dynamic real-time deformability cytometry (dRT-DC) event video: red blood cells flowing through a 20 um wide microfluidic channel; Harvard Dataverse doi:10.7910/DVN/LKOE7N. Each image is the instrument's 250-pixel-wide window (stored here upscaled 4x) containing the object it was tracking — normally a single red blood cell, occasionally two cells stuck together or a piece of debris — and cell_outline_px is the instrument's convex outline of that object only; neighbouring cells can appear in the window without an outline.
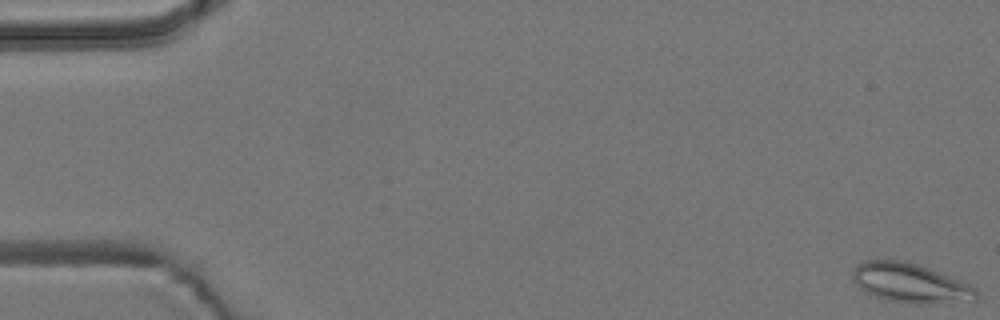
{"species": "common noctule bat (a hibernating species)", "species_latin": "Nyctalus noctula", "temperature_condition": "room temperature", "stored_images_in_passage": 16, "camera_frame_rate_fps": 3000, "um_per_image_px": 0.085, "animal": {"sex": "male", "body_mass_g": 19.2, "forearm_length_mm": 51.8}, "frame": {"image": 1, "passage_image": 1, "time_ms": 0.0, "image_size_px": [1000, 320], "cell_outline_px": [[976, 300], [920, 304], [908, 304], [884, 300], [860, 288], [852, 280], [852, 268], [860, 260], [904, 260], [920, 264], [960, 280], [976, 288]], "centroid_in_image_um": [77.32, 24.04], "position_along_channel_um": 7.7, "area_um2": 28.67}}